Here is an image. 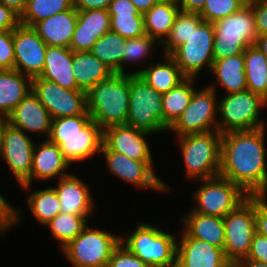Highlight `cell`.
<instances>
[{
    "label": "cell",
    "mask_w": 267,
    "mask_h": 267,
    "mask_svg": "<svg viewBox=\"0 0 267 267\" xmlns=\"http://www.w3.org/2000/svg\"><path fill=\"white\" fill-rule=\"evenodd\" d=\"M265 127L222 134L219 176L248 196L267 195Z\"/></svg>",
    "instance_id": "6da1fadb"
},
{
    "label": "cell",
    "mask_w": 267,
    "mask_h": 267,
    "mask_svg": "<svg viewBox=\"0 0 267 267\" xmlns=\"http://www.w3.org/2000/svg\"><path fill=\"white\" fill-rule=\"evenodd\" d=\"M48 140L58 145L69 164L76 163L101 152L103 129L86 111L83 115L52 119Z\"/></svg>",
    "instance_id": "7a4b0ae2"
},
{
    "label": "cell",
    "mask_w": 267,
    "mask_h": 267,
    "mask_svg": "<svg viewBox=\"0 0 267 267\" xmlns=\"http://www.w3.org/2000/svg\"><path fill=\"white\" fill-rule=\"evenodd\" d=\"M129 100V73H114L86 92L87 112L102 129L126 125Z\"/></svg>",
    "instance_id": "3957f363"
},
{
    "label": "cell",
    "mask_w": 267,
    "mask_h": 267,
    "mask_svg": "<svg viewBox=\"0 0 267 267\" xmlns=\"http://www.w3.org/2000/svg\"><path fill=\"white\" fill-rule=\"evenodd\" d=\"M131 235L121 236L120 242L150 267H174L177 255V236L156 225L138 223Z\"/></svg>",
    "instance_id": "277c9868"
},
{
    "label": "cell",
    "mask_w": 267,
    "mask_h": 267,
    "mask_svg": "<svg viewBox=\"0 0 267 267\" xmlns=\"http://www.w3.org/2000/svg\"><path fill=\"white\" fill-rule=\"evenodd\" d=\"M213 59L220 60L243 53L257 39L255 16L247 2L238 11L213 23Z\"/></svg>",
    "instance_id": "5b68a950"
},
{
    "label": "cell",
    "mask_w": 267,
    "mask_h": 267,
    "mask_svg": "<svg viewBox=\"0 0 267 267\" xmlns=\"http://www.w3.org/2000/svg\"><path fill=\"white\" fill-rule=\"evenodd\" d=\"M221 137L219 131H210L176 138L188 179L199 181L219 176Z\"/></svg>",
    "instance_id": "8992f818"
},
{
    "label": "cell",
    "mask_w": 267,
    "mask_h": 267,
    "mask_svg": "<svg viewBox=\"0 0 267 267\" xmlns=\"http://www.w3.org/2000/svg\"><path fill=\"white\" fill-rule=\"evenodd\" d=\"M129 111L126 125L150 133L164 132L162 94L138 74L129 72Z\"/></svg>",
    "instance_id": "52a82bcc"
},
{
    "label": "cell",
    "mask_w": 267,
    "mask_h": 267,
    "mask_svg": "<svg viewBox=\"0 0 267 267\" xmlns=\"http://www.w3.org/2000/svg\"><path fill=\"white\" fill-rule=\"evenodd\" d=\"M121 236L88 225L61 251L74 267H107Z\"/></svg>",
    "instance_id": "ba28073f"
},
{
    "label": "cell",
    "mask_w": 267,
    "mask_h": 267,
    "mask_svg": "<svg viewBox=\"0 0 267 267\" xmlns=\"http://www.w3.org/2000/svg\"><path fill=\"white\" fill-rule=\"evenodd\" d=\"M264 106V99L248 89L226 94L218 102L217 112L222 117L218 121V131L224 134L265 127V122L260 120V110Z\"/></svg>",
    "instance_id": "9c48e42d"
},
{
    "label": "cell",
    "mask_w": 267,
    "mask_h": 267,
    "mask_svg": "<svg viewBox=\"0 0 267 267\" xmlns=\"http://www.w3.org/2000/svg\"><path fill=\"white\" fill-rule=\"evenodd\" d=\"M200 182L203 184L192 195L197 204L189 212L224 218L248 198L238 185L221 176Z\"/></svg>",
    "instance_id": "30bf717a"
},
{
    "label": "cell",
    "mask_w": 267,
    "mask_h": 267,
    "mask_svg": "<svg viewBox=\"0 0 267 267\" xmlns=\"http://www.w3.org/2000/svg\"><path fill=\"white\" fill-rule=\"evenodd\" d=\"M214 38L212 22L203 21L200 25H192V32L187 41L170 55L187 78H196L203 67H206L208 72L211 71Z\"/></svg>",
    "instance_id": "8fae6325"
},
{
    "label": "cell",
    "mask_w": 267,
    "mask_h": 267,
    "mask_svg": "<svg viewBox=\"0 0 267 267\" xmlns=\"http://www.w3.org/2000/svg\"><path fill=\"white\" fill-rule=\"evenodd\" d=\"M224 253L231 263L247 257L256 232L255 196H248L234 211L223 218Z\"/></svg>",
    "instance_id": "7c38bea8"
},
{
    "label": "cell",
    "mask_w": 267,
    "mask_h": 267,
    "mask_svg": "<svg viewBox=\"0 0 267 267\" xmlns=\"http://www.w3.org/2000/svg\"><path fill=\"white\" fill-rule=\"evenodd\" d=\"M216 93L215 84H210L203 90H195L190 103L168 131L176 132L177 137L218 131Z\"/></svg>",
    "instance_id": "4fadbf2b"
},
{
    "label": "cell",
    "mask_w": 267,
    "mask_h": 267,
    "mask_svg": "<svg viewBox=\"0 0 267 267\" xmlns=\"http://www.w3.org/2000/svg\"><path fill=\"white\" fill-rule=\"evenodd\" d=\"M32 92L52 119L83 115L87 111L86 91L82 89L63 88L38 76L32 78Z\"/></svg>",
    "instance_id": "5bb4252c"
},
{
    "label": "cell",
    "mask_w": 267,
    "mask_h": 267,
    "mask_svg": "<svg viewBox=\"0 0 267 267\" xmlns=\"http://www.w3.org/2000/svg\"><path fill=\"white\" fill-rule=\"evenodd\" d=\"M109 171L120 180L134 184L141 189L151 188L160 192L168 190V185L153 170V161L134 160L122 153L101 150Z\"/></svg>",
    "instance_id": "9a60e30c"
},
{
    "label": "cell",
    "mask_w": 267,
    "mask_h": 267,
    "mask_svg": "<svg viewBox=\"0 0 267 267\" xmlns=\"http://www.w3.org/2000/svg\"><path fill=\"white\" fill-rule=\"evenodd\" d=\"M14 70L31 78L40 76L45 65L46 43L29 26L19 24L13 30Z\"/></svg>",
    "instance_id": "2e32d148"
},
{
    "label": "cell",
    "mask_w": 267,
    "mask_h": 267,
    "mask_svg": "<svg viewBox=\"0 0 267 267\" xmlns=\"http://www.w3.org/2000/svg\"><path fill=\"white\" fill-rule=\"evenodd\" d=\"M35 143L22 130L8 124L3 135L0 156L21 186L31 175Z\"/></svg>",
    "instance_id": "e0dca14e"
},
{
    "label": "cell",
    "mask_w": 267,
    "mask_h": 267,
    "mask_svg": "<svg viewBox=\"0 0 267 267\" xmlns=\"http://www.w3.org/2000/svg\"><path fill=\"white\" fill-rule=\"evenodd\" d=\"M152 133L128 125H113L103 129L101 150L122 153L134 160L153 161L146 137Z\"/></svg>",
    "instance_id": "ac0fdd59"
},
{
    "label": "cell",
    "mask_w": 267,
    "mask_h": 267,
    "mask_svg": "<svg viewBox=\"0 0 267 267\" xmlns=\"http://www.w3.org/2000/svg\"><path fill=\"white\" fill-rule=\"evenodd\" d=\"M181 236L177 242V267H227L231 263L223 249L192 238L184 230Z\"/></svg>",
    "instance_id": "d6986e66"
},
{
    "label": "cell",
    "mask_w": 267,
    "mask_h": 267,
    "mask_svg": "<svg viewBox=\"0 0 267 267\" xmlns=\"http://www.w3.org/2000/svg\"><path fill=\"white\" fill-rule=\"evenodd\" d=\"M69 165L57 144L50 142L48 139L41 144H35L31 175L21 187L25 190L30 189L33 180L47 181L55 177L60 179L70 174L65 172Z\"/></svg>",
    "instance_id": "ffe728a7"
},
{
    "label": "cell",
    "mask_w": 267,
    "mask_h": 267,
    "mask_svg": "<svg viewBox=\"0 0 267 267\" xmlns=\"http://www.w3.org/2000/svg\"><path fill=\"white\" fill-rule=\"evenodd\" d=\"M110 31V15L106 9L78 11L77 24L70 43L73 52L90 51L97 40Z\"/></svg>",
    "instance_id": "44dd1931"
},
{
    "label": "cell",
    "mask_w": 267,
    "mask_h": 267,
    "mask_svg": "<svg viewBox=\"0 0 267 267\" xmlns=\"http://www.w3.org/2000/svg\"><path fill=\"white\" fill-rule=\"evenodd\" d=\"M8 122L24 133L30 131L45 134L48 139L52 118L38 97L31 91L8 116ZM47 135V136H46Z\"/></svg>",
    "instance_id": "7402d4cb"
},
{
    "label": "cell",
    "mask_w": 267,
    "mask_h": 267,
    "mask_svg": "<svg viewBox=\"0 0 267 267\" xmlns=\"http://www.w3.org/2000/svg\"><path fill=\"white\" fill-rule=\"evenodd\" d=\"M89 185L79 177L68 174L55 185L61 213L90 215L94 210V200Z\"/></svg>",
    "instance_id": "603a6c76"
},
{
    "label": "cell",
    "mask_w": 267,
    "mask_h": 267,
    "mask_svg": "<svg viewBox=\"0 0 267 267\" xmlns=\"http://www.w3.org/2000/svg\"><path fill=\"white\" fill-rule=\"evenodd\" d=\"M77 18L78 11L72 6L69 10L38 21L32 28L47 46L70 48Z\"/></svg>",
    "instance_id": "cb8c5ba5"
},
{
    "label": "cell",
    "mask_w": 267,
    "mask_h": 267,
    "mask_svg": "<svg viewBox=\"0 0 267 267\" xmlns=\"http://www.w3.org/2000/svg\"><path fill=\"white\" fill-rule=\"evenodd\" d=\"M73 68V51L67 47L47 46L45 65L40 78L51 81L67 89L77 86Z\"/></svg>",
    "instance_id": "d4e9b609"
},
{
    "label": "cell",
    "mask_w": 267,
    "mask_h": 267,
    "mask_svg": "<svg viewBox=\"0 0 267 267\" xmlns=\"http://www.w3.org/2000/svg\"><path fill=\"white\" fill-rule=\"evenodd\" d=\"M31 91V77L14 69L0 71V115L8 117Z\"/></svg>",
    "instance_id": "484cf974"
},
{
    "label": "cell",
    "mask_w": 267,
    "mask_h": 267,
    "mask_svg": "<svg viewBox=\"0 0 267 267\" xmlns=\"http://www.w3.org/2000/svg\"><path fill=\"white\" fill-rule=\"evenodd\" d=\"M183 230L192 238L206 241L209 244L224 250L225 227L222 217L203 215L197 212H188L182 217Z\"/></svg>",
    "instance_id": "4316f807"
},
{
    "label": "cell",
    "mask_w": 267,
    "mask_h": 267,
    "mask_svg": "<svg viewBox=\"0 0 267 267\" xmlns=\"http://www.w3.org/2000/svg\"><path fill=\"white\" fill-rule=\"evenodd\" d=\"M163 56V63H150L147 68L132 72L142 77L161 94L167 93L187 78L170 55Z\"/></svg>",
    "instance_id": "83f0119b"
},
{
    "label": "cell",
    "mask_w": 267,
    "mask_h": 267,
    "mask_svg": "<svg viewBox=\"0 0 267 267\" xmlns=\"http://www.w3.org/2000/svg\"><path fill=\"white\" fill-rule=\"evenodd\" d=\"M77 86L88 91L99 82L110 78L114 72L90 51L73 52V68Z\"/></svg>",
    "instance_id": "f1b7e54d"
},
{
    "label": "cell",
    "mask_w": 267,
    "mask_h": 267,
    "mask_svg": "<svg viewBox=\"0 0 267 267\" xmlns=\"http://www.w3.org/2000/svg\"><path fill=\"white\" fill-rule=\"evenodd\" d=\"M210 73L214 74L218 84L227 94L247 90L244 66V52L213 61Z\"/></svg>",
    "instance_id": "f546056e"
},
{
    "label": "cell",
    "mask_w": 267,
    "mask_h": 267,
    "mask_svg": "<svg viewBox=\"0 0 267 267\" xmlns=\"http://www.w3.org/2000/svg\"><path fill=\"white\" fill-rule=\"evenodd\" d=\"M180 8L176 4L157 3L144 14L145 32L160 45L168 37Z\"/></svg>",
    "instance_id": "4dcf8cb0"
},
{
    "label": "cell",
    "mask_w": 267,
    "mask_h": 267,
    "mask_svg": "<svg viewBox=\"0 0 267 267\" xmlns=\"http://www.w3.org/2000/svg\"><path fill=\"white\" fill-rule=\"evenodd\" d=\"M194 79L186 78L178 86L162 94L163 124L169 129L181 116L192 99Z\"/></svg>",
    "instance_id": "1f68e13d"
},
{
    "label": "cell",
    "mask_w": 267,
    "mask_h": 267,
    "mask_svg": "<svg viewBox=\"0 0 267 267\" xmlns=\"http://www.w3.org/2000/svg\"><path fill=\"white\" fill-rule=\"evenodd\" d=\"M247 89L263 99L267 95V57L254 44L244 51Z\"/></svg>",
    "instance_id": "d6a6232c"
},
{
    "label": "cell",
    "mask_w": 267,
    "mask_h": 267,
    "mask_svg": "<svg viewBox=\"0 0 267 267\" xmlns=\"http://www.w3.org/2000/svg\"><path fill=\"white\" fill-rule=\"evenodd\" d=\"M126 38L109 31L103 34L90 52L114 73H122V57Z\"/></svg>",
    "instance_id": "836d02e7"
},
{
    "label": "cell",
    "mask_w": 267,
    "mask_h": 267,
    "mask_svg": "<svg viewBox=\"0 0 267 267\" xmlns=\"http://www.w3.org/2000/svg\"><path fill=\"white\" fill-rule=\"evenodd\" d=\"M26 201L33 216L44 226L61 213L59 199L54 187L32 192Z\"/></svg>",
    "instance_id": "e575fe53"
},
{
    "label": "cell",
    "mask_w": 267,
    "mask_h": 267,
    "mask_svg": "<svg viewBox=\"0 0 267 267\" xmlns=\"http://www.w3.org/2000/svg\"><path fill=\"white\" fill-rule=\"evenodd\" d=\"M88 215L59 213L45 226L49 227L52 237L60 243L62 249L75 239L87 226Z\"/></svg>",
    "instance_id": "d590c367"
},
{
    "label": "cell",
    "mask_w": 267,
    "mask_h": 267,
    "mask_svg": "<svg viewBox=\"0 0 267 267\" xmlns=\"http://www.w3.org/2000/svg\"><path fill=\"white\" fill-rule=\"evenodd\" d=\"M73 0H28L20 15V24L32 27L38 21L69 10Z\"/></svg>",
    "instance_id": "8d00e7d4"
},
{
    "label": "cell",
    "mask_w": 267,
    "mask_h": 267,
    "mask_svg": "<svg viewBox=\"0 0 267 267\" xmlns=\"http://www.w3.org/2000/svg\"><path fill=\"white\" fill-rule=\"evenodd\" d=\"M203 22L199 13L179 11L168 37L162 43L164 54L171 55L181 44L185 43L192 32V25Z\"/></svg>",
    "instance_id": "74e56055"
},
{
    "label": "cell",
    "mask_w": 267,
    "mask_h": 267,
    "mask_svg": "<svg viewBox=\"0 0 267 267\" xmlns=\"http://www.w3.org/2000/svg\"><path fill=\"white\" fill-rule=\"evenodd\" d=\"M110 31L126 39L143 36L144 15H110Z\"/></svg>",
    "instance_id": "f35d334b"
},
{
    "label": "cell",
    "mask_w": 267,
    "mask_h": 267,
    "mask_svg": "<svg viewBox=\"0 0 267 267\" xmlns=\"http://www.w3.org/2000/svg\"><path fill=\"white\" fill-rule=\"evenodd\" d=\"M248 0H206L199 15L203 21L212 22L238 11Z\"/></svg>",
    "instance_id": "ab89813d"
},
{
    "label": "cell",
    "mask_w": 267,
    "mask_h": 267,
    "mask_svg": "<svg viewBox=\"0 0 267 267\" xmlns=\"http://www.w3.org/2000/svg\"><path fill=\"white\" fill-rule=\"evenodd\" d=\"M156 40L147 34L137 37L126 39L125 49L122 57V73H126L124 64L134 63L141 59L147 58L151 50L155 46Z\"/></svg>",
    "instance_id": "60d3db41"
},
{
    "label": "cell",
    "mask_w": 267,
    "mask_h": 267,
    "mask_svg": "<svg viewBox=\"0 0 267 267\" xmlns=\"http://www.w3.org/2000/svg\"><path fill=\"white\" fill-rule=\"evenodd\" d=\"M107 267H150L131 253L121 242L113 250Z\"/></svg>",
    "instance_id": "b9f144b4"
},
{
    "label": "cell",
    "mask_w": 267,
    "mask_h": 267,
    "mask_svg": "<svg viewBox=\"0 0 267 267\" xmlns=\"http://www.w3.org/2000/svg\"><path fill=\"white\" fill-rule=\"evenodd\" d=\"M14 63L13 30H0V65L4 69H14Z\"/></svg>",
    "instance_id": "7bdbcfd3"
},
{
    "label": "cell",
    "mask_w": 267,
    "mask_h": 267,
    "mask_svg": "<svg viewBox=\"0 0 267 267\" xmlns=\"http://www.w3.org/2000/svg\"><path fill=\"white\" fill-rule=\"evenodd\" d=\"M19 208H15L0 194V234L20 223ZM4 233V234H3Z\"/></svg>",
    "instance_id": "ee69618b"
},
{
    "label": "cell",
    "mask_w": 267,
    "mask_h": 267,
    "mask_svg": "<svg viewBox=\"0 0 267 267\" xmlns=\"http://www.w3.org/2000/svg\"><path fill=\"white\" fill-rule=\"evenodd\" d=\"M255 16L257 37L267 34V0H248Z\"/></svg>",
    "instance_id": "f6af8a7d"
},
{
    "label": "cell",
    "mask_w": 267,
    "mask_h": 267,
    "mask_svg": "<svg viewBox=\"0 0 267 267\" xmlns=\"http://www.w3.org/2000/svg\"><path fill=\"white\" fill-rule=\"evenodd\" d=\"M267 264V237L255 232L246 258Z\"/></svg>",
    "instance_id": "bcb514c9"
},
{
    "label": "cell",
    "mask_w": 267,
    "mask_h": 267,
    "mask_svg": "<svg viewBox=\"0 0 267 267\" xmlns=\"http://www.w3.org/2000/svg\"><path fill=\"white\" fill-rule=\"evenodd\" d=\"M256 232L267 237V195L255 196Z\"/></svg>",
    "instance_id": "7dc6e473"
},
{
    "label": "cell",
    "mask_w": 267,
    "mask_h": 267,
    "mask_svg": "<svg viewBox=\"0 0 267 267\" xmlns=\"http://www.w3.org/2000/svg\"><path fill=\"white\" fill-rule=\"evenodd\" d=\"M20 24V15L0 2V30H14Z\"/></svg>",
    "instance_id": "c3c4849f"
},
{
    "label": "cell",
    "mask_w": 267,
    "mask_h": 267,
    "mask_svg": "<svg viewBox=\"0 0 267 267\" xmlns=\"http://www.w3.org/2000/svg\"><path fill=\"white\" fill-rule=\"evenodd\" d=\"M109 15H143L131 0H112L108 8Z\"/></svg>",
    "instance_id": "681fc988"
},
{
    "label": "cell",
    "mask_w": 267,
    "mask_h": 267,
    "mask_svg": "<svg viewBox=\"0 0 267 267\" xmlns=\"http://www.w3.org/2000/svg\"><path fill=\"white\" fill-rule=\"evenodd\" d=\"M112 0H73V6L77 11L91 9H106L108 10Z\"/></svg>",
    "instance_id": "f907efd6"
},
{
    "label": "cell",
    "mask_w": 267,
    "mask_h": 267,
    "mask_svg": "<svg viewBox=\"0 0 267 267\" xmlns=\"http://www.w3.org/2000/svg\"><path fill=\"white\" fill-rule=\"evenodd\" d=\"M206 0H179V8L181 11L190 13H200L204 7Z\"/></svg>",
    "instance_id": "816d5d0a"
},
{
    "label": "cell",
    "mask_w": 267,
    "mask_h": 267,
    "mask_svg": "<svg viewBox=\"0 0 267 267\" xmlns=\"http://www.w3.org/2000/svg\"><path fill=\"white\" fill-rule=\"evenodd\" d=\"M27 1L28 0H0L3 5L12 8L19 15L25 10Z\"/></svg>",
    "instance_id": "f5cc1de1"
},
{
    "label": "cell",
    "mask_w": 267,
    "mask_h": 267,
    "mask_svg": "<svg viewBox=\"0 0 267 267\" xmlns=\"http://www.w3.org/2000/svg\"><path fill=\"white\" fill-rule=\"evenodd\" d=\"M134 6L141 14H145L153 5L157 4L156 0H131Z\"/></svg>",
    "instance_id": "db71d44e"
},
{
    "label": "cell",
    "mask_w": 267,
    "mask_h": 267,
    "mask_svg": "<svg viewBox=\"0 0 267 267\" xmlns=\"http://www.w3.org/2000/svg\"><path fill=\"white\" fill-rule=\"evenodd\" d=\"M236 264L239 267H267V264L254 261V260H249V259H241L236 262Z\"/></svg>",
    "instance_id": "11a10c76"
},
{
    "label": "cell",
    "mask_w": 267,
    "mask_h": 267,
    "mask_svg": "<svg viewBox=\"0 0 267 267\" xmlns=\"http://www.w3.org/2000/svg\"><path fill=\"white\" fill-rule=\"evenodd\" d=\"M255 45L267 57V34L257 37Z\"/></svg>",
    "instance_id": "9f6ffc18"
},
{
    "label": "cell",
    "mask_w": 267,
    "mask_h": 267,
    "mask_svg": "<svg viewBox=\"0 0 267 267\" xmlns=\"http://www.w3.org/2000/svg\"><path fill=\"white\" fill-rule=\"evenodd\" d=\"M8 124V117L0 115V150L2 146L4 131Z\"/></svg>",
    "instance_id": "6f0895ef"
},
{
    "label": "cell",
    "mask_w": 267,
    "mask_h": 267,
    "mask_svg": "<svg viewBox=\"0 0 267 267\" xmlns=\"http://www.w3.org/2000/svg\"><path fill=\"white\" fill-rule=\"evenodd\" d=\"M158 3H171V4H179V0H156Z\"/></svg>",
    "instance_id": "680465c9"
},
{
    "label": "cell",
    "mask_w": 267,
    "mask_h": 267,
    "mask_svg": "<svg viewBox=\"0 0 267 267\" xmlns=\"http://www.w3.org/2000/svg\"><path fill=\"white\" fill-rule=\"evenodd\" d=\"M227 267H239L236 263H230Z\"/></svg>",
    "instance_id": "91938a15"
},
{
    "label": "cell",
    "mask_w": 267,
    "mask_h": 267,
    "mask_svg": "<svg viewBox=\"0 0 267 267\" xmlns=\"http://www.w3.org/2000/svg\"><path fill=\"white\" fill-rule=\"evenodd\" d=\"M264 102H265V105H267V95H266V97L264 98Z\"/></svg>",
    "instance_id": "94428289"
},
{
    "label": "cell",
    "mask_w": 267,
    "mask_h": 267,
    "mask_svg": "<svg viewBox=\"0 0 267 267\" xmlns=\"http://www.w3.org/2000/svg\"><path fill=\"white\" fill-rule=\"evenodd\" d=\"M4 70V68L0 65V71Z\"/></svg>",
    "instance_id": "6125c7cd"
}]
</instances>
